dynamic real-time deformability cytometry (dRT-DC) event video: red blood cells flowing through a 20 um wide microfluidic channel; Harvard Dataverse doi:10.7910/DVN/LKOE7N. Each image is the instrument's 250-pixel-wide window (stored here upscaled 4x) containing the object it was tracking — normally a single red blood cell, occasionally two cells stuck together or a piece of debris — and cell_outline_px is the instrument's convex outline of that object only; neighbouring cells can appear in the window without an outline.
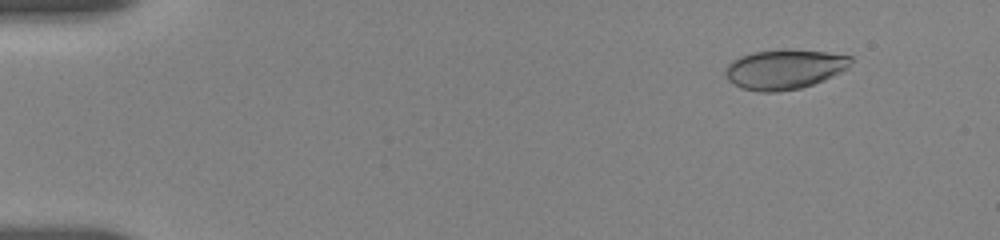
{"species": "human", "species_latin": "Homo sapiens", "temperature_condition": "room temperature", "stored_images_in_passage": 11, "camera_frame_rate_fps": 3000, "um_per_image_px": 0.085, "donor": {"sex": "female"}, "frame": {"image": 1, "passage_image": 2, "time_ms": 1.0, "image_size_px": [1000, 240], "cell_outline_px": [[852, 60], [848, 68], [824, 80], [800, 88], [776, 92], [760, 92], [740, 88], [728, 80], [724, 76], [724, 72], [728, 64], [732, 60], [740, 56], [752, 52], [784, 48], [788, 48], [828, 52], [852, 56]], "centroid_in_image_um": [66.65, 5.87], "position_along_channel_um": 18.3, "area_um2": 29.48}}
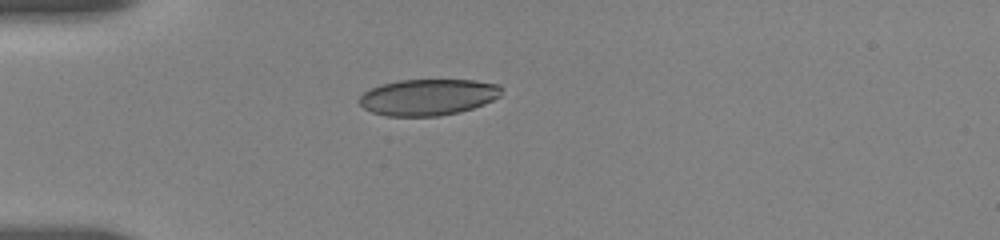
{"frame": {"image": 2, "passage_image": 9, "time_ms": 4.333, "image_size_px": [1000, 240], "cell_outline_px": [[500, 96], [484, 104], [460, 112], [440, 116], [388, 116], [372, 112], [364, 108], [360, 104], [360, 96], [364, 92], [380, 84], [400, 80], [476, 80], [500, 84]], "centroid_in_image_um": [36.39, 8.25], "position_along_channel_um": 48.6, "area_um2": 30.06}}
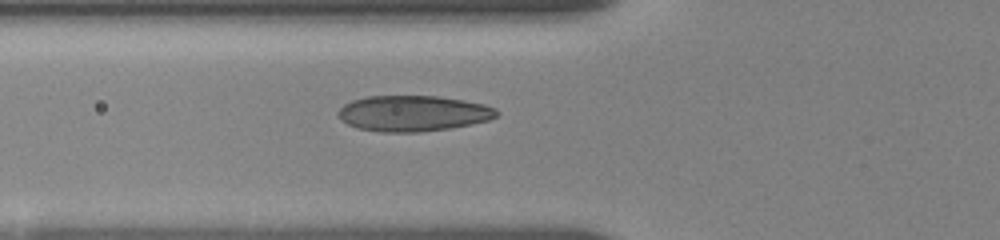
{"frame": {"image": 3, "passage_image": 11, "time_ms": 6.0, "image_size_px": [1000, 240], "cell_outline_px": [[500, 112], [496, 116], [488, 120], [448, 128], [420, 132], [380, 132], [356, 128], [348, 124], [336, 112], [344, 104], [352, 100], [368, 96], [440, 96], [464, 100], [484, 104], [496, 108]], "centroid_in_image_um": [35.11, 9.63], "position_along_channel_um": 90.7, "area_um2": 32.95}}